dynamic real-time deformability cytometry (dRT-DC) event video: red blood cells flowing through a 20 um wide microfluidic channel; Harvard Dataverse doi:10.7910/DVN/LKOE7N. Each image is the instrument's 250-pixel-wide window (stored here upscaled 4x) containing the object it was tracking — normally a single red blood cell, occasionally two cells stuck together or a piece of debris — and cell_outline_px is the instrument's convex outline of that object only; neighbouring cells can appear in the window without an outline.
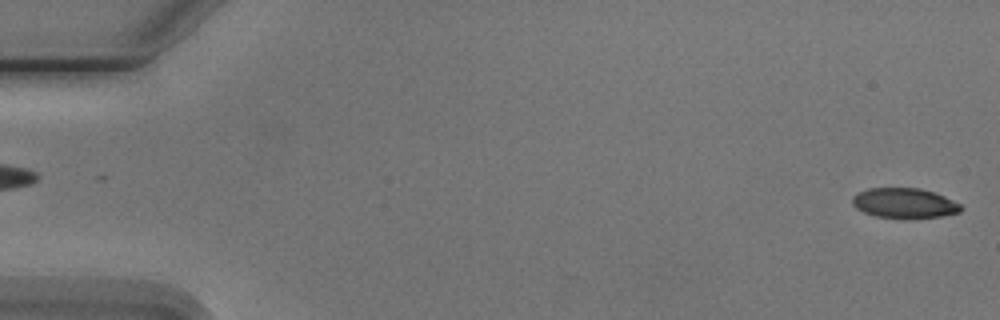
{"species": "Egyptian fruit bat (a non-hibernating species)", "species_latin": "Rousettus aegyptiacus", "temperature_condition": "cold", "stored_images_in_passage": 6, "camera_frame_rate_fps": 3000, "um_per_image_px": 0.085, "animal": {"sex": "male"}, "frame": {"image": 1, "passage_image": 1, "time_ms": 0.0, "image_size_px": [1000, 320], "cell_outline_px": [[964, 208], [960, 212], [940, 216], [904, 220], [876, 216], [864, 212], [856, 208], [852, 204], [852, 196], [856, 192], [868, 188], [920, 188], [944, 196], [960, 204]], "centroid_in_image_um": [76.84, 17.28], "position_along_channel_um": 8.2, "area_um2": 19.36}}
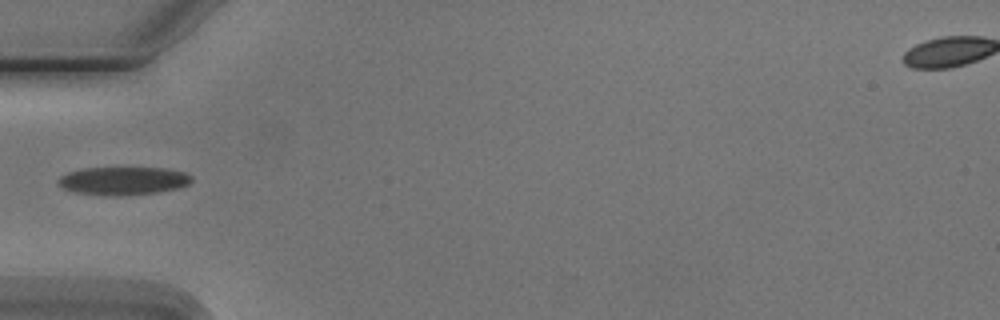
{"frame": {"image": 2, "passage_image": 5, "time_ms": 5.667, "image_size_px": [1000, 320], "cell_outline_px": [[192, 180], [188, 184], [180, 188], [160, 192], [120, 196], [104, 196], [72, 192], [56, 184], [56, 180], [60, 176], [68, 172], [80, 168], [168, 168], [184, 172], [192, 176]], "centroid_in_image_um": [10.44, 15.38], "position_along_channel_um": 74.6, "area_um2": 22.31}}
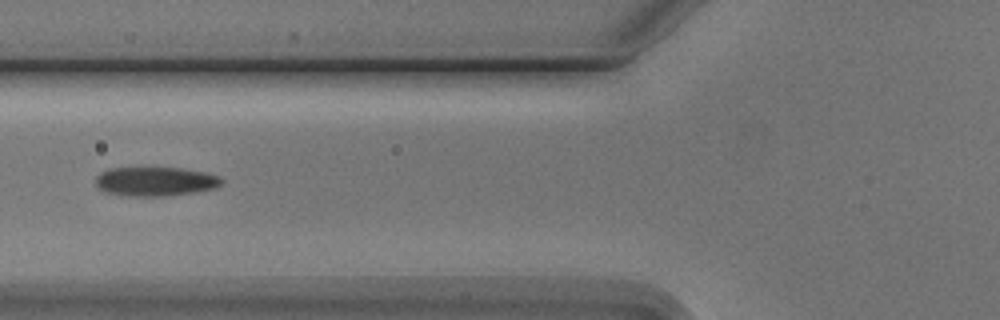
{"frame": {"image": 3, "passage_image": 6, "time_ms": 6.667, "image_size_px": [1000, 320], "cell_outline_px": [[224, 180], [216, 188], [192, 192], [164, 196], [128, 196], [104, 192], [96, 184], [96, 176], [100, 172], [108, 168], [148, 164], [184, 168], [208, 172], [220, 176]], "centroid_in_image_um": [13.18, 15.35], "position_along_channel_um": 112.6, "area_um2": 22.6}}